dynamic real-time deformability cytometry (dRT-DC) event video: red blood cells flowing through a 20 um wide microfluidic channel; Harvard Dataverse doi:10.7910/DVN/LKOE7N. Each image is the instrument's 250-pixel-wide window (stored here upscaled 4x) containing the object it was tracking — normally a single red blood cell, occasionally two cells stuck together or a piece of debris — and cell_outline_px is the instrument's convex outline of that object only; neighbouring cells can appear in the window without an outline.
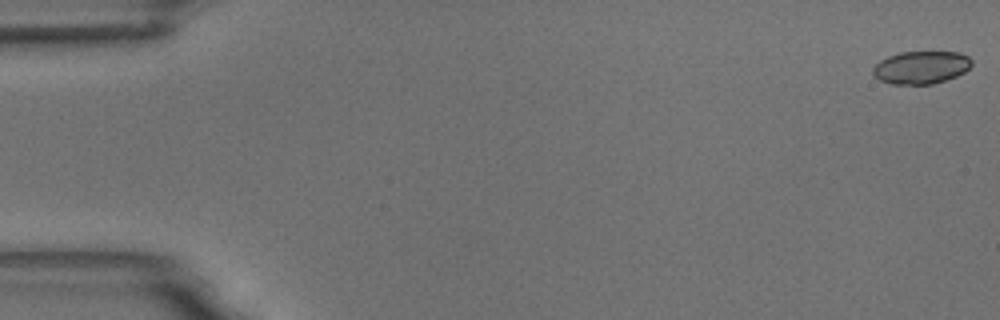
{"species": "common noctule bat (a hibernating species)", "species_latin": "Nyctalus noctula", "temperature_condition": "room temperature", "stored_images_in_passage": 58, "camera_frame_rate_fps": 3000, "um_per_image_px": 0.085, "animal": {"sex": "male", "body_mass_g": 18.8}, "frame": {"image": 1, "passage_image": 1, "time_ms": 0.0, "image_size_px": [1000, 320], "cell_outline_px": [[972, 64], [964, 72], [956, 76], [932, 84], [892, 84], [880, 80], [872, 72], [872, 68], [880, 60], [888, 56], [900, 52], [960, 52], [968, 56], [972, 60]], "centroid_in_image_um": [78.29, 5.72], "position_along_channel_um": 6.7, "area_um2": 18.79}}
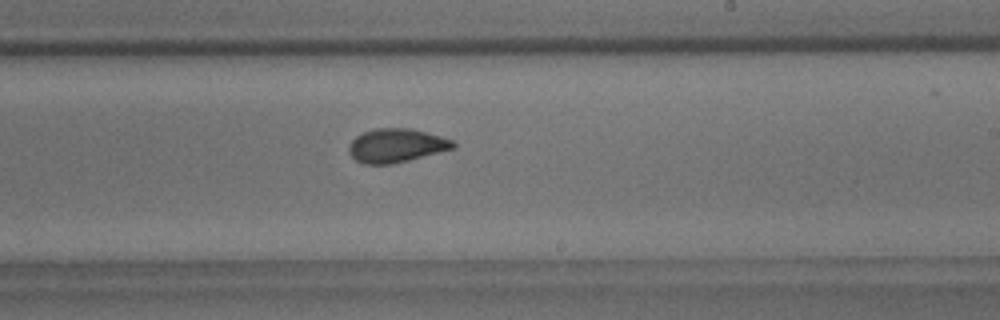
{"frame": {"image": 2, "passage_image": 35, "time_ms": 11.333, "image_size_px": [1000, 320], "cell_outline_px": [[456, 148], [392, 164], [364, 164], [356, 160], [348, 152], [348, 148], [352, 140], [356, 136], [364, 132], [376, 128], [412, 128], [456, 140]], "centroid_in_image_um": [33.72, 12.36], "position_along_channel_um": 255.3, "area_um2": 20.63}}
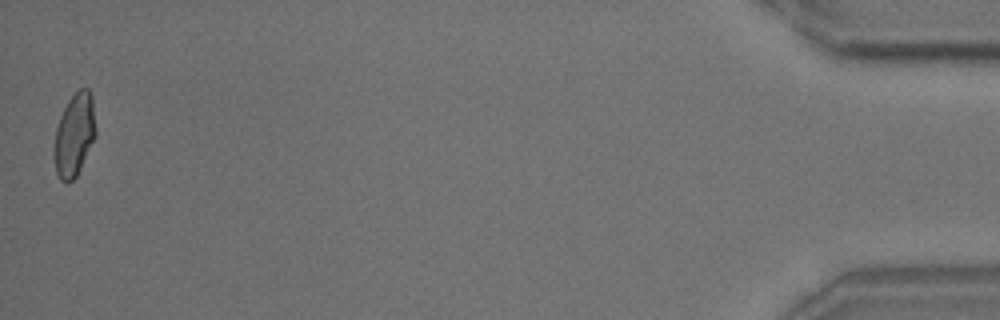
{"frame": {"image": 3, "passage_image": 58, "time_ms": 19.0, "image_size_px": [1000, 320], "cell_outline_px": [[96, 136], [76, 176], [72, 180], [60, 180], [56, 176], [56, 128], [60, 116], [68, 100], [80, 88], [88, 88], [92, 96], [96, 128]], "centroid_in_image_um": [6.36, 11.41], "position_along_channel_um": 428.8, "area_um2": 19.54}, "authors_computed_cell_mechanics": {"area_um2": 20.4034, "velocity_mm_per_s": 3.4826, "shape_relaxation_time_tau1_ms": 6.364, "shape_relaxation_time_tau2_ms": 1.3949, "deformation_change_tau1": 0.1384, "deformation_change_tau2": 0.0614}}